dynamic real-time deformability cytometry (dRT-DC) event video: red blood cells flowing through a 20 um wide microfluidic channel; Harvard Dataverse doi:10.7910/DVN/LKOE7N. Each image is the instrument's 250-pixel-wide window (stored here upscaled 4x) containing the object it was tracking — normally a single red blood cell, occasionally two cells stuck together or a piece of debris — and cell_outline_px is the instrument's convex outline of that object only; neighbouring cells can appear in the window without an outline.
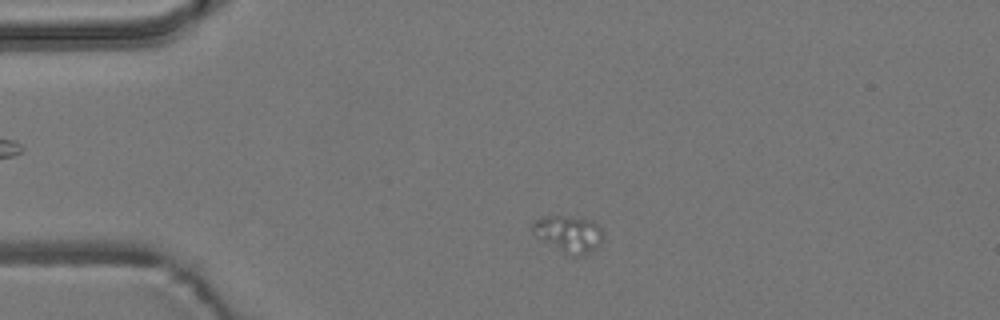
{"species": "common noctule bat (a hibernating species)", "species_latin": "Nyctalus noctula", "temperature_condition": "room temperature", "stored_images_in_passage": 3, "camera_frame_rate_fps": 3000, "um_per_image_px": 0.085, "animal": {"sex": "male", "body_mass_g": 19.2, "forearm_length_mm": 51.8}, "frame": {"image": 1, "passage_image": 2, "time_ms": 1.0, "image_size_px": [1000, 320], "cell_outline_px": [[604, 236], [600, 244], [580, 256], [572, 256], [564, 252], [536, 236], [532, 232], [532, 224], [540, 216], [560, 216], [592, 220], [600, 224]], "centroid_in_image_um": [48.35, 19.86], "position_along_channel_um": 36.6, "area_um2": 14.85}}